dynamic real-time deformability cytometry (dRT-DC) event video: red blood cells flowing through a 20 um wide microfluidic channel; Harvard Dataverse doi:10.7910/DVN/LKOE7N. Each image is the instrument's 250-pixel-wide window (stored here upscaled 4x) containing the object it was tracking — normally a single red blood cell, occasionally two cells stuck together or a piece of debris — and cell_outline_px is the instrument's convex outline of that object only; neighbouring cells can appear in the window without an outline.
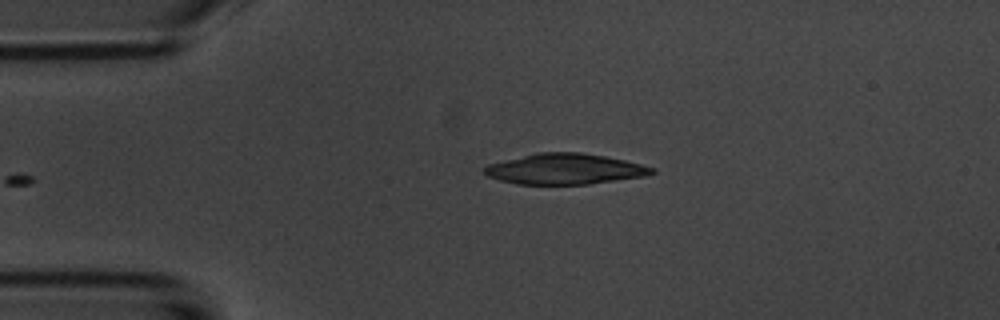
{"species": "common noctule bat (a hibernating species)", "species_latin": "Nyctalus noctula", "temperature_condition": "room temperature", "stored_images_in_passage": 38, "camera_frame_rate_fps": 3000, "um_per_image_px": 0.085, "animal": {"sex": "male", "body_mass_g": 20.1, "forearm_length_mm": 53.5}, "frame": {"image": 1, "passage_image": 1, "time_ms": 0.0, "image_size_px": [1000, 320], "cell_outline_px": [[656, 172], [644, 176], [588, 184], [516, 184], [500, 180], [488, 176], [484, 172], [484, 168], [488, 164], [536, 152], [580, 152], [604, 156], [624, 160], [656, 168]], "centroid_in_image_um": [48.0, 14.36], "position_along_channel_um": 37.0, "area_um2": 29.77}}